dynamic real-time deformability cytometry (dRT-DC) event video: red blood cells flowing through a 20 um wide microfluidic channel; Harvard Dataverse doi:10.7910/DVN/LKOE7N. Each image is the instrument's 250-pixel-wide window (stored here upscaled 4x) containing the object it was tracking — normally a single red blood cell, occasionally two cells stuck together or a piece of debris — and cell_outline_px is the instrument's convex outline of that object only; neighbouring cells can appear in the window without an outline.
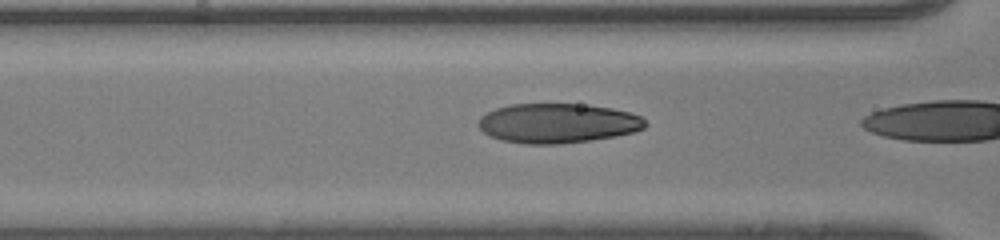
{"species": "human", "species_latin": "Homo sapiens", "temperature_condition": "room temperature", "stored_images_in_passage": 25, "camera_frame_rate_fps": 3000, "um_per_image_px": 0.085, "donor": {"sex": "male"}, "frame": {"image": 1, "passage_image": 24, "time_ms": 7.667, "image_size_px": [1000, 240], "cell_outline_px": [[648, 124], [644, 128], [636, 132], [616, 136], [592, 140], [560, 144], [524, 144], [500, 140], [484, 132], [476, 124], [480, 116], [496, 108], [512, 104], [580, 104], [612, 108], [628, 112], [640, 116]], "centroid_in_image_um": [47.4, 10.48], "position_along_channel_um": 119.2, "area_um2": 38.67}}